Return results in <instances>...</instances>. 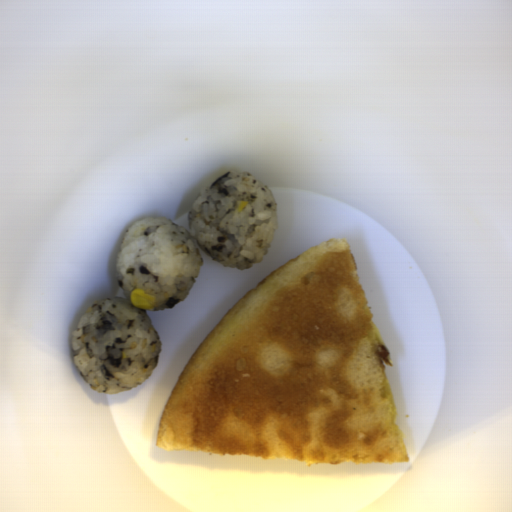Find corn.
<instances>
[{
  "label": "corn",
  "instance_id": "1",
  "mask_svg": "<svg viewBox=\"0 0 512 512\" xmlns=\"http://www.w3.org/2000/svg\"><path fill=\"white\" fill-rule=\"evenodd\" d=\"M129 302L140 310L153 309L156 304V296L141 289H133Z\"/></svg>",
  "mask_w": 512,
  "mask_h": 512
}]
</instances>
